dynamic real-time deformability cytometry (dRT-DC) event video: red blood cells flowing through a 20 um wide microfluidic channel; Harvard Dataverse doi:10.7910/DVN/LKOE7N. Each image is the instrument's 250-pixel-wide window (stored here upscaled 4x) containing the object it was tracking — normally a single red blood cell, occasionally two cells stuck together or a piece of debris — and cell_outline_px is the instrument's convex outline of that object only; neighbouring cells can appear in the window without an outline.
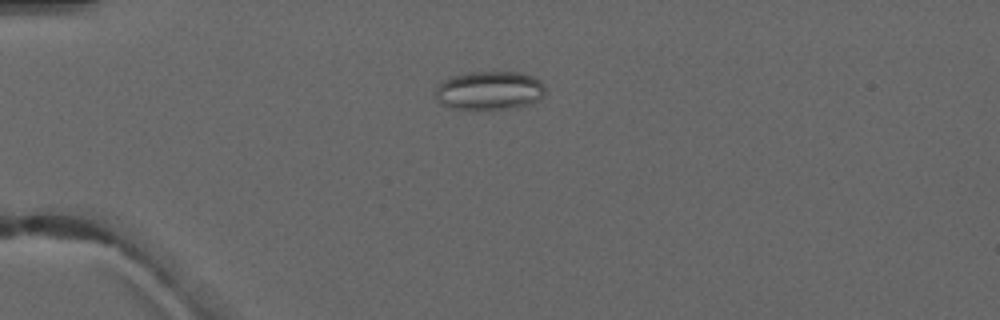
{"species": "common noctule bat (a hibernating species)", "species_latin": "Nyctalus noctula", "temperature_condition": "warm", "stored_images_in_passage": 5, "camera_frame_rate_fps": 3000, "um_per_image_px": 0.085, "animal": {"sex": "male", "forearm_length_mm": 52.5}, "frame": {"image": 1, "passage_image": 3, "time_ms": 2.333, "image_size_px": [1000, 320], "cell_outline_px": [[544, 96], [540, 100], [532, 104], [492, 112], [448, 108], [440, 104], [436, 100], [436, 88], [448, 76], [464, 72], [520, 72], [532, 76], [540, 80], [544, 84]], "centroid_in_image_um": [41.59, 7.74], "position_along_channel_um": 43.4, "area_um2": 25.89}}